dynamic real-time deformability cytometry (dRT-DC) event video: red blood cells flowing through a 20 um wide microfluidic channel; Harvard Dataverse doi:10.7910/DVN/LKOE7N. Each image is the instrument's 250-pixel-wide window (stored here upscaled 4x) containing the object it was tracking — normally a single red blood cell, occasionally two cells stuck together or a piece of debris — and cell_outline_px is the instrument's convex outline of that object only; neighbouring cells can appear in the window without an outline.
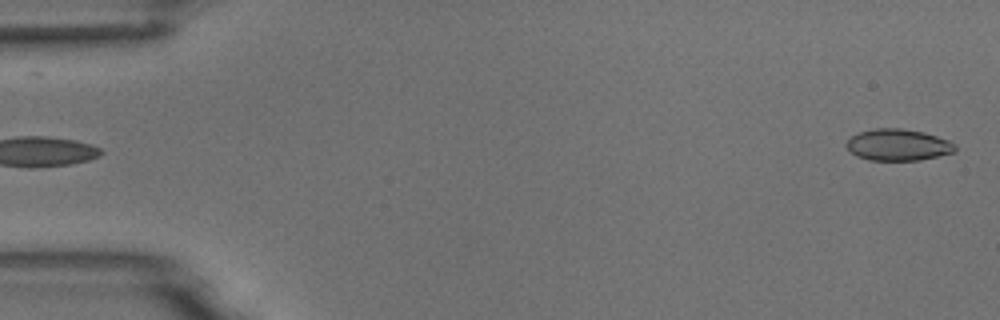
{"species": "common noctule bat (a hibernating species)", "species_latin": "Nyctalus noctula", "temperature_condition": "room temperature", "stored_images_in_passage": 6, "camera_frame_rate_fps": 3000, "um_per_image_px": 0.085, "animal": {"sex": "male", "body_mass_g": 18.8}, "frame": {"image": 1, "passage_image": 6, "time_ms": 5.667, "image_size_px": [1000, 320], "cell_outline_px": [[956, 152], [920, 160], [868, 160], [856, 156], [844, 144], [852, 136], [860, 132], [876, 128], [900, 128], [924, 132], [948, 140], [956, 144]], "centroid_in_image_um": [76.35, 12.32], "position_along_channel_um": 8.6, "area_um2": 20.0}}